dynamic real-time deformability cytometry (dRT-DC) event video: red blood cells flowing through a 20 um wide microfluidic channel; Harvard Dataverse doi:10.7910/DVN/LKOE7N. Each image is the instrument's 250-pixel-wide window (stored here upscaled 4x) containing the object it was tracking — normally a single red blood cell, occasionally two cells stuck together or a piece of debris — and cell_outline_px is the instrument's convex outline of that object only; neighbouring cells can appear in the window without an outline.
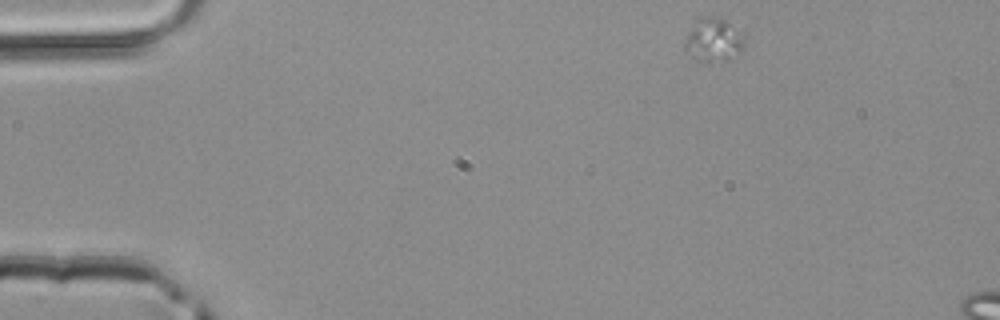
{"species": "common noctule bat (a hibernating species)", "species_latin": "Nyctalus noctula", "temperature_condition": "room temperature", "stored_images_in_passage": 10, "camera_frame_rate_fps": 3000, "um_per_image_px": 0.085, "animal": {"sex": "male", "body_mass_g": 20.4}, "frame": {"image": 1, "passage_image": 1, "time_ms": 0.0, "image_size_px": [1000, 320], "cell_outline_px": [[744, 48], [740, 52], [728, 60], [708, 64], [696, 60], [684, 48], [684, 44], [688, 32], [692, 24], [696, 20], [704, 16], [716, 16], [728, 20], [744, 32]], "centroid_in_image_um": [60.68, 3.39], "position_along_channel_um": 24.3, "area_um2": 15.78}}